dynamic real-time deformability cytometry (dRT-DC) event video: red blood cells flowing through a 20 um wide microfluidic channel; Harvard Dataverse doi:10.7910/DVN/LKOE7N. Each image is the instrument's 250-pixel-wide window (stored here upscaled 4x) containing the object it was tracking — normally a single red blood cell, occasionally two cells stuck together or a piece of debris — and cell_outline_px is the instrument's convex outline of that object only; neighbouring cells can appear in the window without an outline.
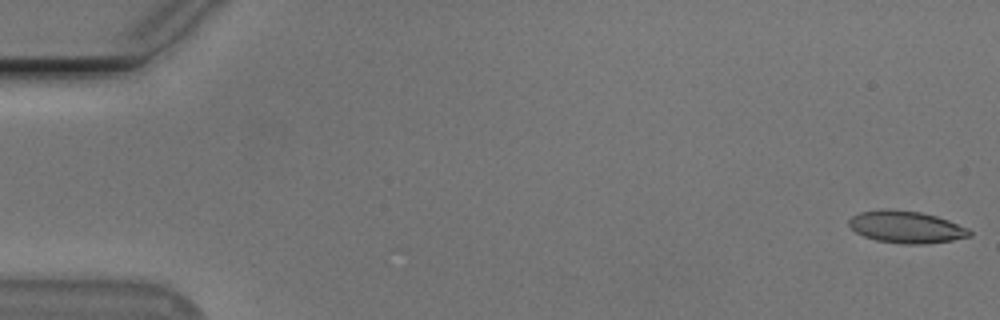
{"species": "Egyptian fruit bat (a non-hibernating species)", "species_latin": "Rousettus aegyptiacus", "temperature_condition": "cold", "stored_images_in_passage": 55, "camera_frame_rate_fps": 3000, "um_per_image_px": 0.085, "animal": {"sex": "male"}, "frame": {"image": 1, "passage_image": 1, "time_ms": 0.0, "image_size_px": [1000, 320], "cell_outline_px": [[972, 236], [952, 240], [924, 244], [904, 244], [876, 240], [864, 236], [856, 232], [848, 224], [848, 220], [852, 216], [860, 212], [884, 208], [920, 212], [936, 216], [948, 220], [968, 228], [972, 232]], "centroid_in_image_um": [77.03, 19.29], "position_along_channel_um": 8.0, "area_um2": 22.54}}
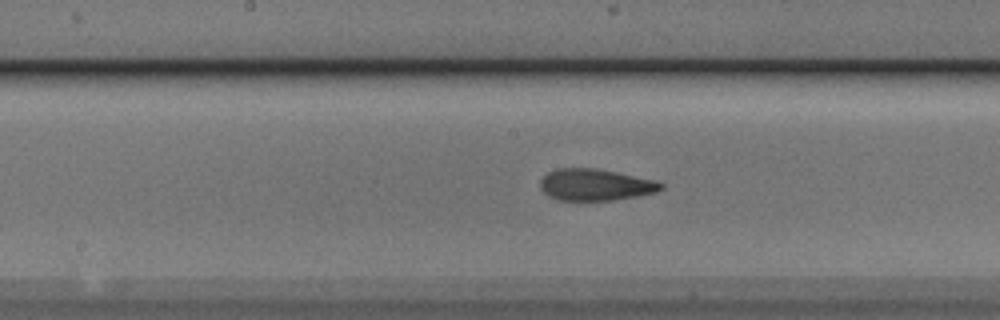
{"frame": {"image": 2, "passage_image": 28, "time_ms": 9.0, "image_size_px": [1000, 320], "cell_outline_px": [[664, 188], [656, 192], [616, 200], [556, 200], [548, 196], [540, 188], [540, 180], [548, 172], [556, 168], [596, 168], [656, 180], [664, 184]], "centroid_in_image_um": [50.6, 15.7], "position_along_channel_um": 197.6, "area_um2": 22.37}}
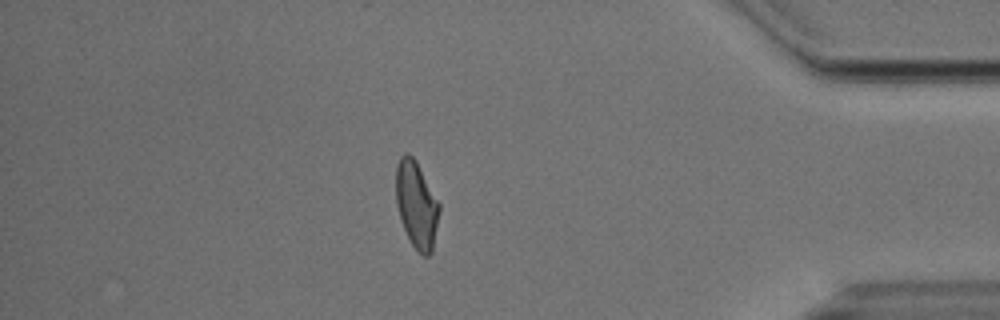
{"frame": {"image": 3, "passage_image": 47, "time_ms": 15.333, "image_size_px": [1000, 320], "cell_outline_px": [[440, 212], [432, 252], [428, 256], [424, 256], [412, 244], [404, 228], [400, 216], [396, 200], [396, 168], [400, 156], [404, 152], [408, 152], [416, 160], [440, 204]], "centroid_in_image_um": [35.41, 17.36], "position_along_channel_um": 399.8, "area_um2": 21.79}, "authors_computed_cell_mechanics": {"area_um2": 22.3108, "velocity_mm_per_s": 3.77, "shape_relaxation_time_tau1_ms": 5.6041, "shape_relaxation_time_tau2_ms": 2.0224, "deformation_change_tau1": 0.1663, "deformation_change_tau2": 0.0859}}